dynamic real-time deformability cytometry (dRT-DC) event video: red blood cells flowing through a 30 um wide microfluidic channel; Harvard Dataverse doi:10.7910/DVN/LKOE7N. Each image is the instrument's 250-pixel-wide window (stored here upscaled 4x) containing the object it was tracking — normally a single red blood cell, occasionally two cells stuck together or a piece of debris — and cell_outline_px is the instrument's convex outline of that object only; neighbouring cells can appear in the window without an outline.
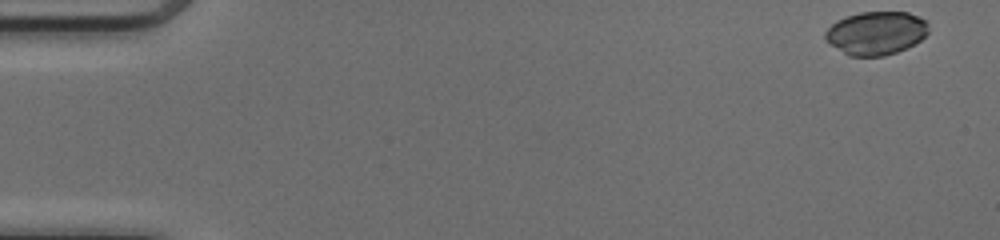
{"species": "common noctule bat (a hibernating species)", "species_latin": "Nyctalus noctula", "temperature_condition": "cold", "stored_images_in_passage": 49, "camera_frame_rate_fps": 3000, "um_per_image_px": 0.085, "animal": {"sex": "female", "body_mass_g": 17.0, "forearm_length_mm": 48.0}, "frame": {"image": 1, "passage_image": 1, "time_ms": 0.0, "image_size_px": [1000, 240], "cell_outline_px": [[928, 32], [920, 40], [896, 52], [884, 56], [848, 56], [824, 40], [824, 32], [836, 20], [860, 12], [908, 12], [920, 16], [928, 24]], "centroid_in_image_um": [74.44, 2.81], "position_along_channel_um": 10.6, "area_um2": 26.07}}
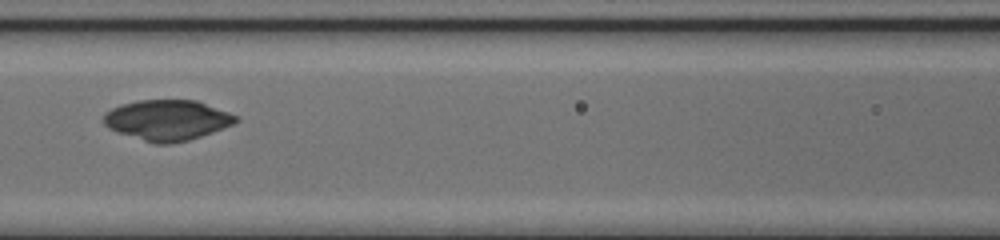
{"frame": {"image": 2, "passage_image": 22, "time_ms": 7.0, "image_size_px": [1000, 240], "cell_outline_px": [[240, 120], [232, 124], [212, 132], [188, 140], [172, 144], [152, 144], [116, 132], [108, 128], [104, 124], [104, 112], [120, 104], [140, 100], [196, 100], [228, 112], [236, 116]], "centroid_in_image_um": [14.16, 10.22], "position_along_channel_um": 152.4, "area_um2": 31.21}}
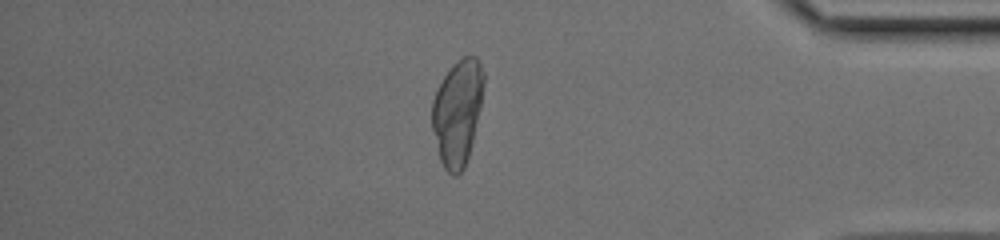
{"frame": {"image": 3, "passage_image": 42, "time_ms": 13.667, "image_size_px": [1000, 240], "cell_outline_px": [[484, 84], [480, 108], [468, 156], [464, 168], [456, 176], [452, 176], [444, 168], [440, 160], [432, 128], [432, 100], [444, 76], [452, 64], [464, 56], [476, 56], [484, 72]], "centroid_in_image_um": [38.88, 9.54], "position_along_channel_um": 396.3, "area_um2": 31.5}}